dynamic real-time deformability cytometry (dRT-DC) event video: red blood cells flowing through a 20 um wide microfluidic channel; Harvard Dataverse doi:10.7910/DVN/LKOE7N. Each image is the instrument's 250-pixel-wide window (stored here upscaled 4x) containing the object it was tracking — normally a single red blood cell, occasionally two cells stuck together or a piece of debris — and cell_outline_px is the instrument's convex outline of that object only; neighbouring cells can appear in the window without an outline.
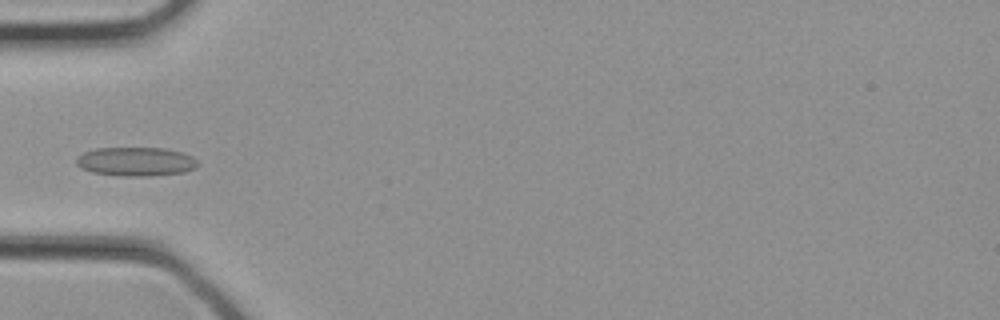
{"species": "common noctule bat (a hibernating species)", "species_latin": "Nyctalus noctula", "temperature_condition": "cold", "stored_images_in_passage": 32, "camera_frame_rate_fps": 3000, "um_per_image_px": 0.085, "animal": {"sex": "female", "body_mass_g": 21.9}, "frame": {"image": 1, "passage_image": 10, "time_ms": 3.0, "image_size_px": [1000, 320], "cell_outline_px": [[200, 164], [196, 168], [184, 172], [152, 176], [124, 176], [92, 172], [80, 168], [76, 164], [76, 156], [84, 152], [96, 148], [164, 148], [184, 152], [192, 156]], "centroid_in_image_um": [11.56, 13.73], "position_along_channel_um": 73.4, "area_um2": 20.69}}
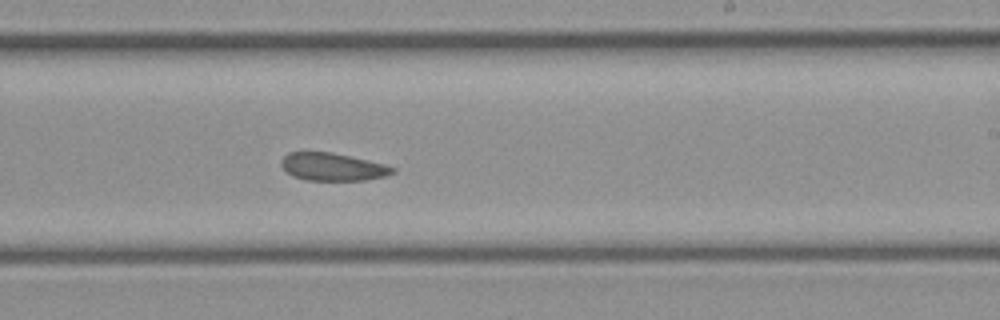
{"frame": {"image": 2, "passage_image": 19, "time_ms": 6.0, "image_size_px": [1000, 320], "cell_outline_px": [[396, 172], [384, 176], [364, 180], [308, 180], [292, 176], [280, 164], [280, 160], [288, 152], [332, 152], [368, 160], [384, 164], [396, 168]], "centroid_in_image_um": [28.27, 14.17], "position_along_channel_um": 260.7, "area_um2": 17.92}}
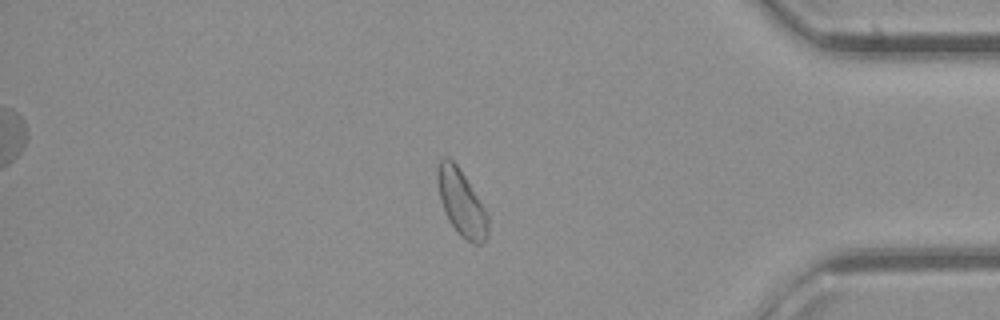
{"frame": {"image": 3, "passage_image": 27, "time_ms": 8.667, "image_size_px": [1000, 320], "cell_outline_px": [[488, 236], [480, 244], [472, 244], [460, 236], [456, 232], [448, 220], [444, 212], [440, 200], [436, 180], [436, 168], [440, 160], [444, 156], [448, 156], [456, 164], [464, 176], [484, 208], [488, 216]], "centroid_in_image_um": [39.18, 17.25], "position_along_channel_um": 396.0, "area_um2": 19.54}}